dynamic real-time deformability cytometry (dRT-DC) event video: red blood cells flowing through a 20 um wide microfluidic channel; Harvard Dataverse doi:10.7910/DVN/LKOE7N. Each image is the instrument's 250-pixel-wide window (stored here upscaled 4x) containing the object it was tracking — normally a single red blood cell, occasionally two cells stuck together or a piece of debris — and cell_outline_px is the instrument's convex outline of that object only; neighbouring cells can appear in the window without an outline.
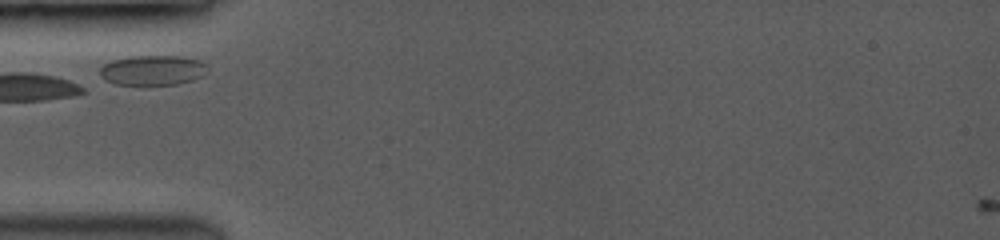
{"species": "common noctule bat (a hibernating species)", "species_latin": "Nyctalus noctula", "temperature_condition": "room temperature", "stored_images_in_passage": 10, "camera_frame_rate_fps": 3500, "um_per_image_px": 0.085, "animal": {"sex": "female", "body_mass_g": 19.0, "forearm_length_mm": 53.3}, "frame": {"image": 1, "passage_image": 1, "time_ms": 0.0, "image_size_px": [1000, 240], "cell_outline_px": [[208, 64], [200, 76], [192, 80], [176, 84], [116, 84], [104, 80], [100, 76], [100, 68], [104, 64], [112, 60], [128, 56], [184, 56], [200, 60]], "centroid_in_image_um": [12.94, 5.95], "position_along_channel_um": 72.1, "area_um2": 18.67}}
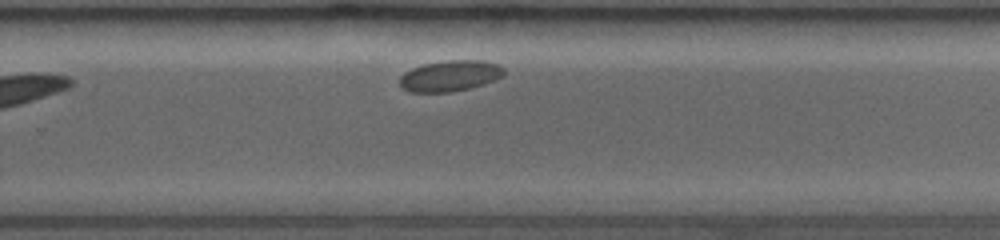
{"frame": {"image": 2, "passage_image": 10, "time_ms": 6.286, "image_size_px": [1000, 240], "cell_outline_px": [[504, 72], [500, 76], [492, 80], [468, 88], [448, 92], [408, 92], [400, 84], [400, 76], [404, 72], [412, 68], [424, 64], [448, 60], [480, 60], [496, 64], [504, 68]], "centroid_in_image_um": [38.19, 6.44], "position_along_channel_um": 291.6, "area_um2": 18.38}}